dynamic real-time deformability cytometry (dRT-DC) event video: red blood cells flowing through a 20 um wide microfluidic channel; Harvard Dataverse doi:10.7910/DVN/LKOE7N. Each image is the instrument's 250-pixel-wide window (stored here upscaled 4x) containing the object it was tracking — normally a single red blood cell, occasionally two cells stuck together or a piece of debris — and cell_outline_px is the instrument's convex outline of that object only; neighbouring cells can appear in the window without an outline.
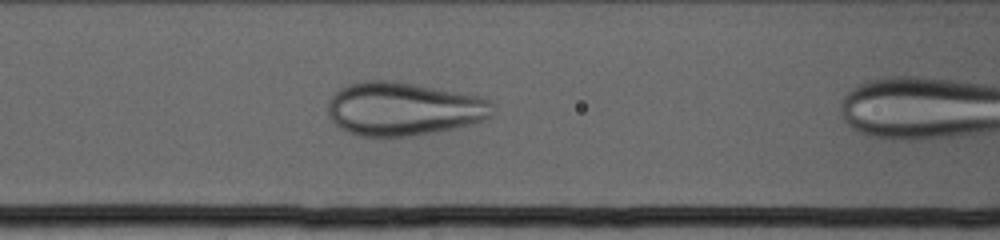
{"species": "human", "species_latin": "Homo sapiens", "temperature_condition": "cold", "stored_images_in_passage": 13, "camera_frame_rate_fps": 3000, "um_per_image_px": 0.085, "donor": {"sex": "female"}, "frame": {"image": 1, "passage_image": 8, "time_ms": 2.333, "image_size_px": [1000, 240], "cell_outline_px": [[492, 116], [484, 120], [472, 124], [456, 128], [408, 136], [360, 136], [348, 132], [340, 128], [328, 116], [328, 100], [340, 88], [348, 84], [364, 80], [396, 80], [480, 96], [488, 100], [492, 104]], "centroid_in_image_um": [34.28, 9.24], "position_along_channel_um": 132.3, "area_um2": 51.5}}